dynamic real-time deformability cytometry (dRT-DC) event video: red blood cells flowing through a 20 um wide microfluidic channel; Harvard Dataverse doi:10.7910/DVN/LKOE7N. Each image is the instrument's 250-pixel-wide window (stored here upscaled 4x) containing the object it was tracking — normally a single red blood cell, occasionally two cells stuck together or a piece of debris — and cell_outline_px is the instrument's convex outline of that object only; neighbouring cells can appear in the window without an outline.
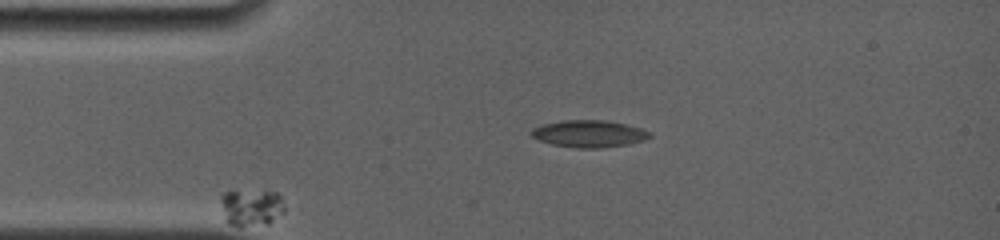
{"species": "common noctule bat (a hibernating species)", "species_latin": "Nyctalus noctula", "temperature_condition": "room temperature", "stored_images_in_passage": 35, "camera_frame_rate_fps": 4000, "um_per_image_px": 0.085, "animal": {"sex": "female", "body_mass_g": 19.0, "forearm_length_mm": 56.7}, "frame": {"image": 1, "passage_image": 7, "time_ms": 2.75, "image_size_px": [1000, 240], "cell_outline_px": [[652, 136], [644, 140], [628, 144], [604, 148], [576, 148], [552, 144], [540, 140], [532, 136], [528, 132], [532, 128], [544, 124], [564, 120], [604, 120], [624, 124], [640, 128], [648, 132]], "centroid_in_image_um": [50.04, 11.37], "position_along_channel_um": 35.0, "area_um2": 18.55}}
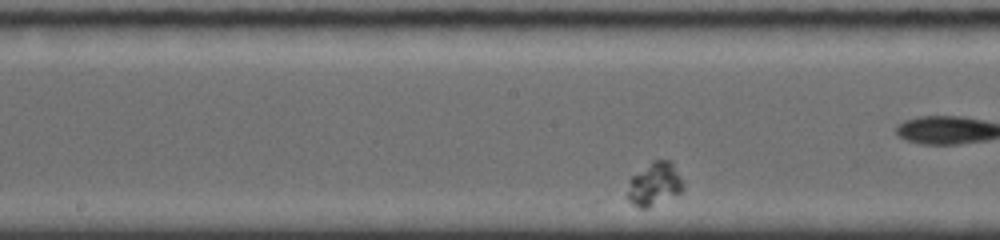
{"frame": {"image": 2, "passage_image": 18, "time_ms": 7.0, "image_size_px": [1000, 240], "cell_outline_px": [[684, 188], [680, 192], [648, 208], [640, 208], [632, 204], [628, 200], [628, 192], [632, 176], [652, 160], [672, 160], [684, 184]], "centroid_in_image_um": [55.65, 15.63], "position_along_channel_um": 192.6, "area_um2": 13.87}}
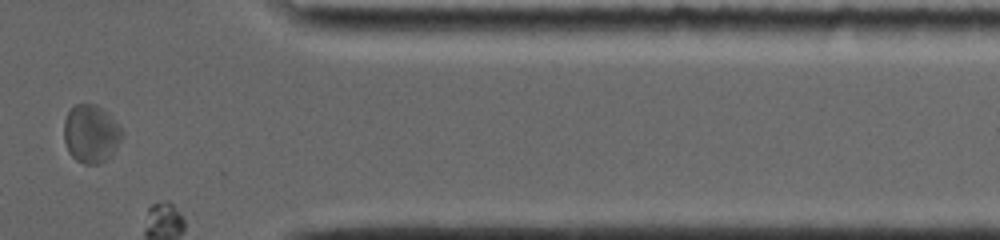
{"frame": {"image": 3, "passage_image": 32, "time_ms": 13.5, "image_size_px": [1000, 240], "cell_outline_px": [[124, 132], [112, 156], [100, 164], [84, 164], [76, 160], [68, 152], [64, 140], [64, 120], [68, 112], [76, 104], [96, 104]], "centroid_in_image_um": [7.71, 11.41], "position_along_channel_um": 403.7, "area_um2": 19.42}}